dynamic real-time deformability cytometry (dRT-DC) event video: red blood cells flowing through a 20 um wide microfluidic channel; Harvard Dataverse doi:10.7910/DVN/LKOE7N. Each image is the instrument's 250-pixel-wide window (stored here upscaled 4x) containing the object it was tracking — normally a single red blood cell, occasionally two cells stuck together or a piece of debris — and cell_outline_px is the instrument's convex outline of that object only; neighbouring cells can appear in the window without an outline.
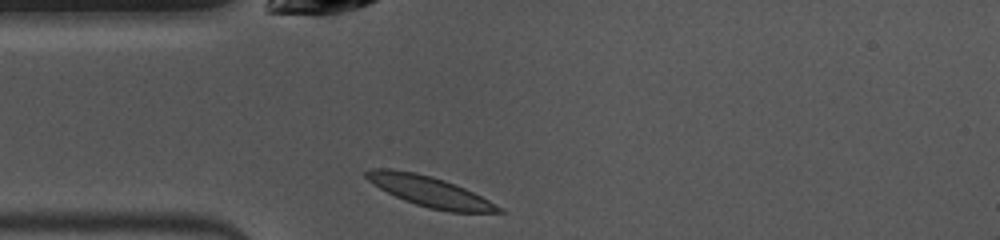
{"species": "common noctule bat (a hibernating species)", "species_latin": "Nyctalus noctula", "temperature_condition": "warm", "stored_images_in_passage": 33, "camera_frame_rate_fps": 3000, "um_per_image_px": 0.085, "animal": {"sex": "female", "body_mass_g": 10.0, "forearm_length_mm": 53.1}, "frame": {"image": 1, "passage_image": 1, "time_ms": 0.0, "image_size_px": [1000, 240], "cell_outline_px": [[508, 212], [448, 212], [428, 208], [404, 200], [380, 188], [368, 180], [364, 176], [364, 172], [372, 168], [392, 168], [432, 176], [444, 180], [464, 188], [504, 208]], "centroid_in_image_um": [36.53, 16.28], "position_along_channel_um": 48.5, "area_um2": 23.24}}
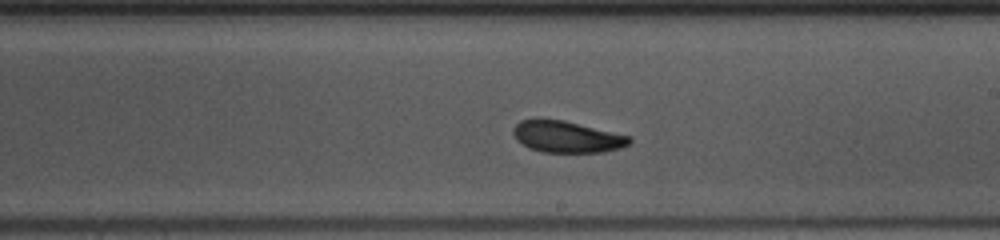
{"frame": {"image": 2, "passage_image": 16, "time_ms": 5.0, "image_size_px": [1000, 240], "cell_outline_px": [[632, 144], [620, 148], [604, 152], [540, 152], [528, 148], [516, 140], [512, 132], [512, 128], [520, 120], [536, 116], [540, 116], [564, 120], [632, 136]], "centroid_in_image_um": [48.14, 11.59], "position_along_channel_um": 240.9, "area_um2": 22.2}}
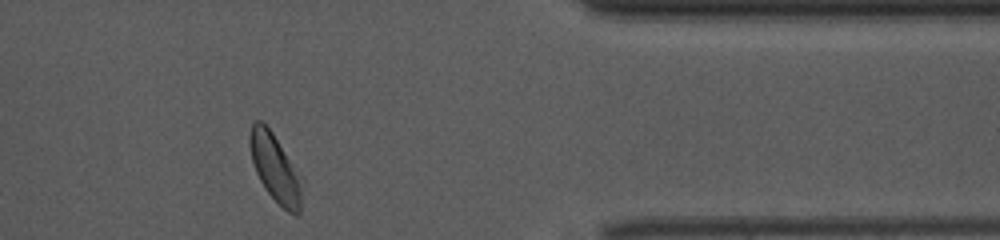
{"frame": {"image": 3, "passage_image": 29, "time_ms": 9.333, "image_size_px": [1000, 240], "cell_outline_px": [[304, 184], [300, 212], [296, 216], [288, 212], [264, 188], [256, 172], [252, 160], [248, 144], [248, 132], [252, 124], [256, 120], [260, 120], [272, 132], [304, 176]], "centroid_in_image_um": [23.44, 14.29], "position_along_channel_um": 388.0, "area_um2": 21.33}, "authors_computed_cell_mechanics": {"area_um2": 21.8484, "velocity_mm_per_s": 3.9503, "shape_relaxation_time_tau1_ms": 3.4643, "shape_relaxation_time_tau2_ms": 4.5664, "deformation_change_tau1": 0.1236, "deformation_change_tau2": 0.0935}}